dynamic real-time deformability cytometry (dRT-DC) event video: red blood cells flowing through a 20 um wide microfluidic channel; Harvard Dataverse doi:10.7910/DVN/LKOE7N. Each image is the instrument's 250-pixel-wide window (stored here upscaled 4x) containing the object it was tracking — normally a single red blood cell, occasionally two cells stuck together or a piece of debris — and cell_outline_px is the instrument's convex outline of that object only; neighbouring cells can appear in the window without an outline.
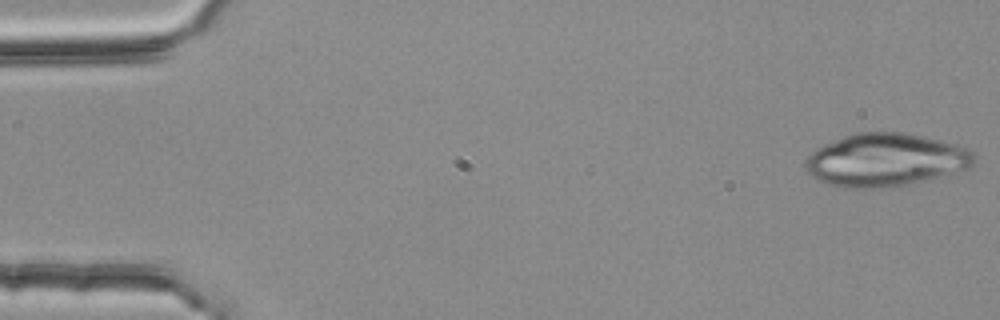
{"species": "common noctule bat (a hibernating species)", "species_latin": "Nyctalus noctula", "temperature_condition": "room temperature", "stored_images_in_passage": 53, "camera_frame_rate_fps": 3000, "um_per_image_px": 0.085, "animal": {"sex": "female", "body_mass_g": 25.1}, "frame": {"image": 1, "passage_image": 1, "time_ms": 0.0, "image_size_px": [1000, 320], "cell_outline_px": [[976, 160], [972, 168], [908, 184], [880, 188], [840, 188], [824, 184], [816, 180], [808, 172], [804, 164], [808, 156], [816, 148], [824, 144], [844, 136], [856, 132], [904, 132], [924, 136], [956, 144], [972, 152], [976, 156]], "centroid_in_image_um": [75.25, 13.6], "position_along_channel_um": 9.7, "area_um2": 52.37}}
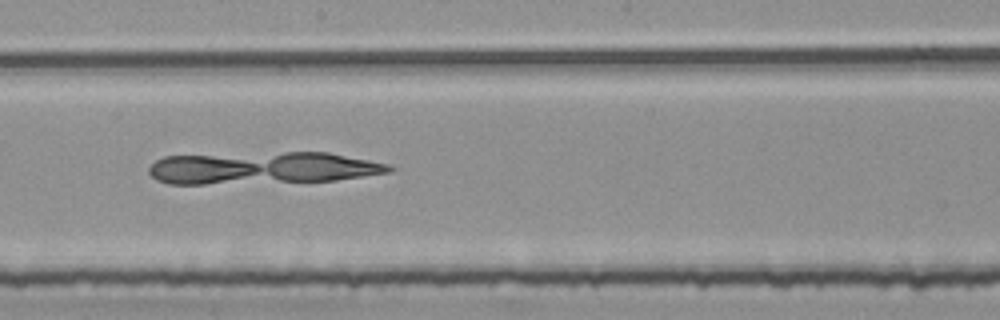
{"frame": {"image": 2, "passage_image": 29, "time_ms": 9.333, "image_size_px": [1000, 320], "cell_outline_px": [[396, 168], [392, 172], [336, 180], [204, 184], [168, 184], [156, 180], [148, 172], [148, 168], [156, 160], [164, 156], [284, 152], [328, 152], [388, 164]], "centroid_in_image_um": [22.3, 14.28], "position_along_channel_um": 225.9, "area_um2": 44.97}}
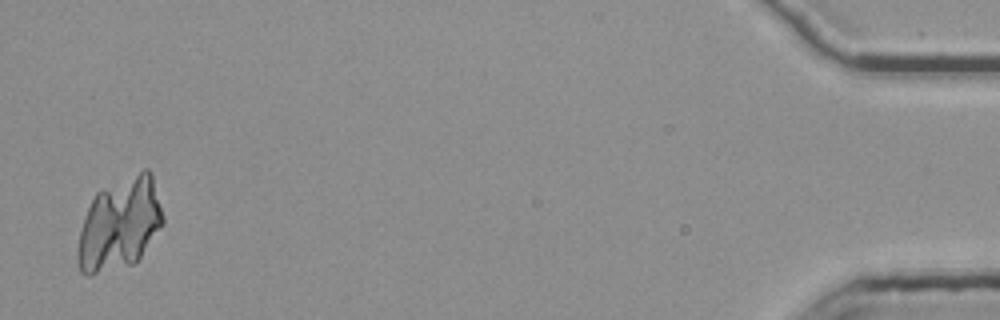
{"frame": {"image": 3, "passage_image": 52, "time_ms": 17.0, "image_size_px": [1000, 320], "cell_outline_px": [[164, 224], [140, 256], [132, 264], [88, 276], [80, 272], [76, 260], [76, 256], [80, 232], [84, 216], [96, 192], [100, 188], [144, 168], [148, 168], [152, 172], [164, 216]], "centroid_in_image_um": [10.17, 19.01], "position_along_channel_um": 425.0, "area_um2": 46.12}}